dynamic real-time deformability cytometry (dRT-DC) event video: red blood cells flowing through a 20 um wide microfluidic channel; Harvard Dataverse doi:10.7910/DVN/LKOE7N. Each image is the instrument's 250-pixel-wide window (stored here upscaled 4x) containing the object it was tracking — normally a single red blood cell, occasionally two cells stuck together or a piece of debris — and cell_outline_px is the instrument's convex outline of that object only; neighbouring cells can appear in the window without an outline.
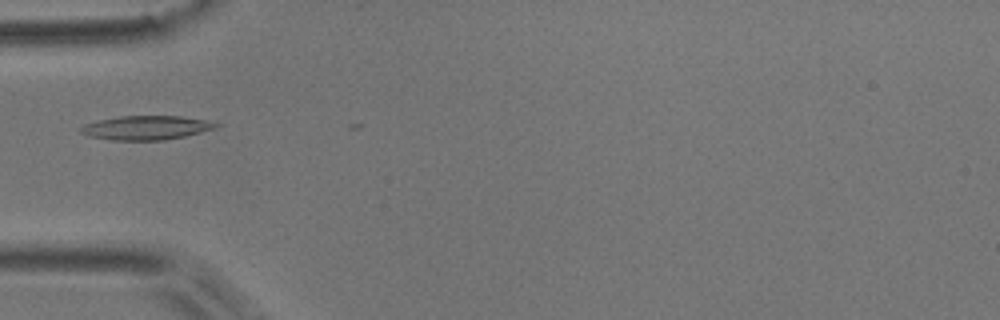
{"species": "common noctule bat (a hibernating species)", "species_latin": "Nyctalus noctula", "temperature_condition": "room temperature", "stored_images_in_passage": 5, "camera_frame_rate_fps": 3000, "um_per_image_px": 0.085, "animal": {"sex": "male", "body_mass_g": 17.9}, "frame": {"image": 1, "passage_image": 3, "time_ms": 0.667, "image_size_px": [1000, 320], "cell_outline_px": [[224, 124], [216, 128], [184, 136], [164, 140], [112, 140], [88, 136], [80, 132], [80, 128], [84, 124], [96, 120], [120, 116], [180, 116], [208, 120]], "centroid_in_image_um": [12.44, 10.85], "position_along_channel_um": 72.6, "area_um2": 19.07}}
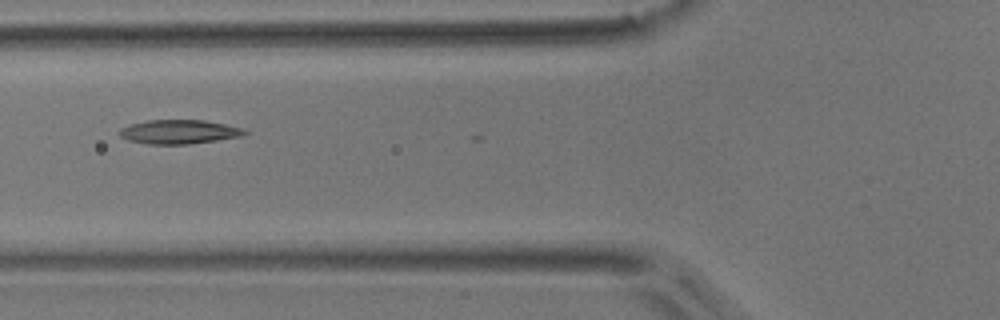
{"frame": {"image": 2, "passage_image": 4, "time_ms": 1.0, "image_size_px": [1000, 320], "cell_outline_px": [[248, 132], [244, 136], [188, 144], [148, 144], [128, 140], [120, 136], [120, 128], [128, 124], [148, 120], [204, 120], [244, 128]], "centroid_in_image_um": [15.22, 11.2], "position_along_channel_um": 110.6, "area_um2": 17.57}}